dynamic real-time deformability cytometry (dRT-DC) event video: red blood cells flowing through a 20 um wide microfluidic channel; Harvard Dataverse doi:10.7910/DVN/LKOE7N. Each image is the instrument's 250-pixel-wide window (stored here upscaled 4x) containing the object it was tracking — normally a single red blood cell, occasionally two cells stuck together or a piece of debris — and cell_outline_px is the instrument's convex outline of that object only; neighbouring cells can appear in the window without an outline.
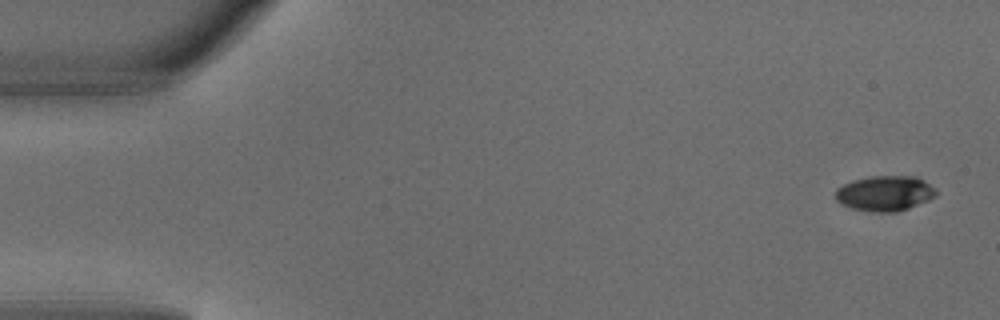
{"species": "common noctule bat (a hibernating species)", "species_latin": "Nyctalus noctula", "temperature_condition": "warm", "stored_images_in_passage": 5, "camera_frame_rate_fps": 3000, "um_per_image_px": 0.085, "animal": {"sex": "male", "body_mass_g": 18.8}, "frame": {"image": 1, "passage_image": 1, "time_ms": 0.0, "image_size_px": [1000, 320], "cell_outline_px": [[936, 196], [928, 200], [908, 208], [896, 212], [872, 212], [852, 208], [840, 204], [836, 200], [836, 188], [852, 180], [872, 176], [916, 176], [924, 180], [936, 188]], "centroid_in_image_um": [75.21, 16.43], "position_along_channel_um": 9.8, "area_um2": 20.75}}
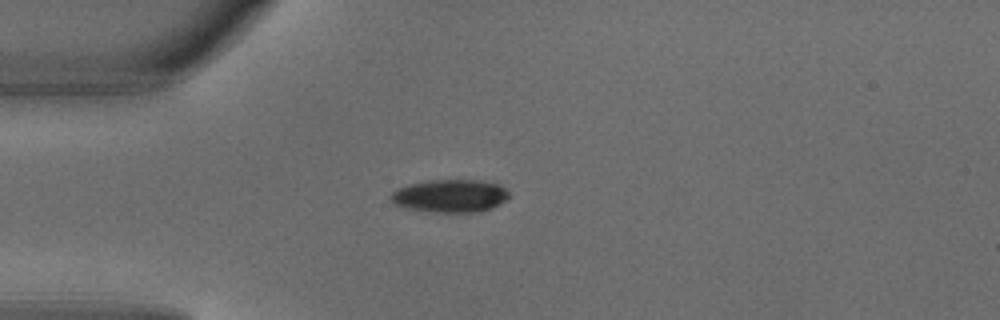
{"frame": {"image": 2, "passage_image": 4, "time_ms": 1.0, "image_size_px": [1000, 320], "cell_outline_px": [[508, 196], [500, 204], [492, 208], [480, 212], [432, 212], [408, 208], [396, 204], [392, 200], [392, 192], [408, 184], [428, 180], [480, 180], [500, 184], [508, 192]], "centroid_in_image_um": [38.3, 16.64], "position_along_channel_um": 46.7, "area_um2": 22.48}}